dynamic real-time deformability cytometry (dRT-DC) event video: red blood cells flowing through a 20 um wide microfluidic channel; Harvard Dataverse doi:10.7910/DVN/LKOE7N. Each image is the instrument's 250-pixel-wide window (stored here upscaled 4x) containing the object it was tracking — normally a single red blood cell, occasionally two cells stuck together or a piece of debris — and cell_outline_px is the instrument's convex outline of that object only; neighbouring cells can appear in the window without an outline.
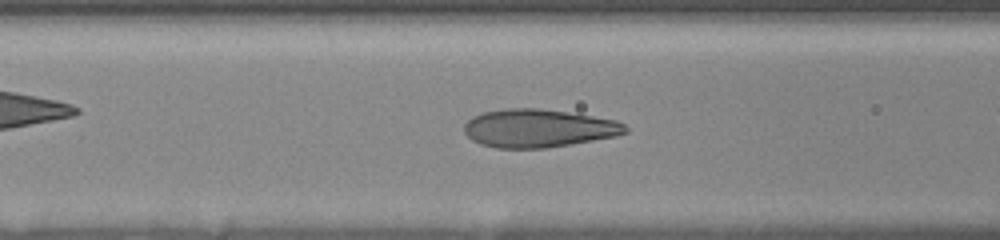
{"species": "human", "species_latin": "Homo sapiens", "temperature_condition": "room temperature", "stored_images_in_passage": 45, "camera_frame_rate_fps": 3000, "um_per_image_px": 0.085, "donor": {"sex": "female"}, "frame": {"image": 1, "passage_image": 23, "time_ms": 5.333, "image_size_px": [1000, 240], "cell_outline_px": [[628, 132], [616, 136], [544, 148], [496, 148], [480, 144], [472, 140], [464, 132], [464, 124], [472, 116], [484, 112], [508, 108], [536, 108], [592, 116], [616, 120], [624, 124], [628, 128]], "centroid_in_image_um": [45.73, 10.9], "position_along_channel_um": 120.9, "area_um2": 35.55}}
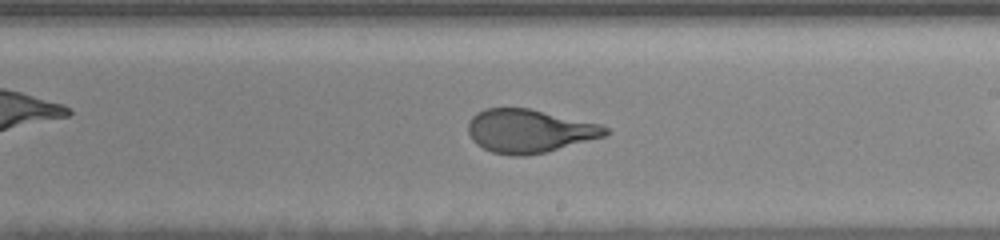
{"frame": {"image": 2, "passage_image": 37, "time_ms": 8.667, "image_size_px": [1000, 240], "cell_outline_px": [[612, 132], [604, 136], [548, 152], [524, 156], [512, 156], [492, 152], [476, 144], [472, 140], [468, 132], [468, 124], [472, 116], [476, 112], [484, 108], [528, 108], [604, 124]], "centroid_in_image_um": [45.02, 11.13], "position_along_channel_um": 244.0, "area_um2": 35.08}}
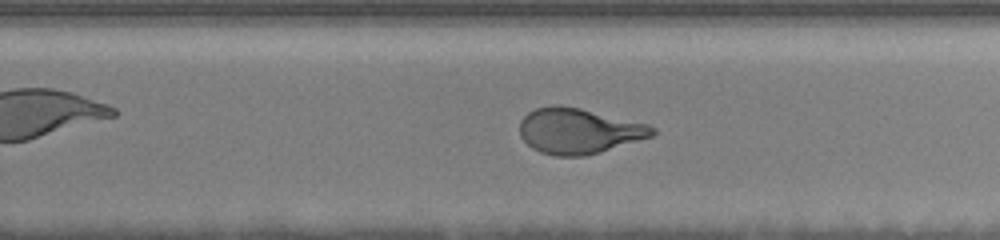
{"frame": {"image": 3, "passage_image": 42, "time_ms": 9.667, "image_size_px": [1000, 240], "cell_outline_px": [[656, 132], [652, 136], [600, 152], [584, 156], [552, 156], [540, 152], [532, 148], [520, 136], [520, 120], [528, 112], [536, 108], [552, 104], [560, 104], [580, 108], [648, 124], [656, 128]], "centroid_in_image_um": [49.16, 11.12], "position_along_channel_um": 280.6, "area_um2": 35.26}}